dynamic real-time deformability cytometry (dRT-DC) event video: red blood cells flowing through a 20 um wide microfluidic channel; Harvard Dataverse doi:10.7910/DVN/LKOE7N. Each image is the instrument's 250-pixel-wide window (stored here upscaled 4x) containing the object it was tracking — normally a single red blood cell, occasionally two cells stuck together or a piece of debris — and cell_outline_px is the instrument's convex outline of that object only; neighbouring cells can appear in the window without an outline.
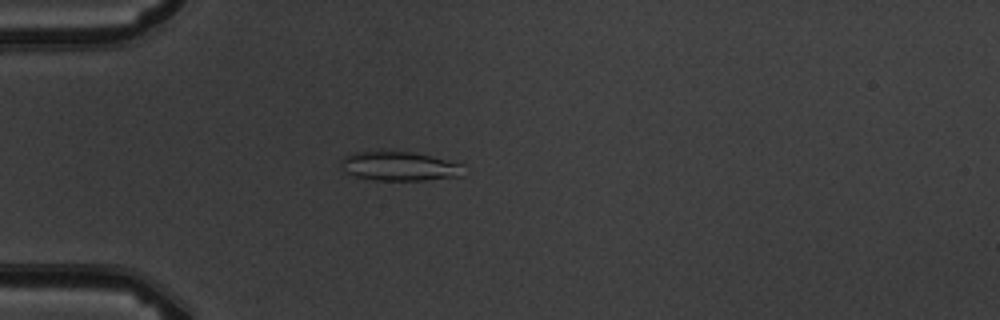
{"species": "common noctule bat (a hibernating species)", "species_latin": "Nyctalus noctula", "temperature_condition": "warm", "stored_images_in_passage": 4, "camera_frame_rate_fps": 3000, "um_per_image_px": 0.085, "animal": {"sex": "male", "body_mass_g": 19.5, "forearm_length_mm": 54.6}, "frame": {"image": 1, "passage_image": 4, "time_ms": 4.333, "image_size_px": [1000, 320], "cell_outline_px": [[464, 176], [424, 180], [376, 180], [356, 176], [344, 172], [340, 160], [344, 156], [356, 152], [376, 148], [380, 148], [412, 152], [432, 156], [464, 164]], "centroid_in_image_um": [33.94, 14.08], "position_along_channel_um": 51.1, "area_um2": 21.68}}